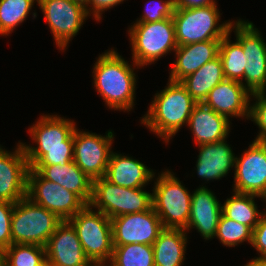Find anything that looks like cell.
Wrapping results in <instances>:
<instances>
[{
    "instance_id": "obj_1",
    "label": "cell",
    "mask_w": 266,
    "mask_h": 266,
    "mask_svg": "<svg viewBox=\"0 0 266 266\" xmlns=\"http://www.w3.org/2000/svg\"><path fill=\"white\" fill-rule=\"evenodd\" d=\"M73 120L57 115H42L29 133L37 147L22 143L29 168L33 165H65L73 160Z\"/></svg>"
},
{
    "instance_id": "obj_2",
    "label": "cell",
    "mask_w": 266,
    "mask_h": 266,
    "mask_svg": "<svg viewBox=\"0 0 266 266\" xmlns=\"http://www.w3.org/2000/svg\"><path fill=\"white\" fill-rule=\"evenodd\" d=\"M95 89L112 110L130 111L136 90L135 68L114 49L101 54L93 66Z\"/></svg>"
},
{
    "instance_id": "obj_3",
    "label": "cell",
    "mask_w": 266,
    "mask_h": 266,
    "mask_svg": "<svg viewBox=\"0 0 266 266\" xmlns=\"http://www.w3.org/2000/svg\"><path fill=\"white\" fill-rule=\"evenodd\" d=\"M168 86L156 93L141 123L166 143L188 123L197 104L181 82L168 81Z\"/></svg>"
},
{
    "instance_id": "obj_4",
    "label": "cell",
    "mask_w": 266,
    "mask_h": 266,
    "mask_svg": "<svg viewBox=\"0 0 266 266\" xmlns=\"http://www.w3.org/2000/svg\"><path fill=\"white\" fill-rule=\"evenodd\" d=\"M68 221L74 227L90 263H109L114 249L110 218L101 211L92 210L90 205H85Z\"/></svg>"
},
{
    "instance_id": "obj_5",
    "label": "cell",
    "mask_w": 266,
    "mask_h": 266,
    "mask_svg": "<svg viewBox=\"0 0 266 266\" xmlns=\"http://www.w3.org/2000/svg\"><path fill=\"white\" fill-rule=\"evenodd\" d=\"M62 220L27 196L14 203L11 218L12 244H36L45 247Z\"/></svg>"
},
{
    "instance_id": "obj_6",
    "label": "cell",
    "mask_w": 266,
    "mask_h": 266,
    "mask_svg": "<svg viewBox=\"0 0 266 266\" xmlns=\"http://www.w3.org/2000/svg\"><path fill=\"white\" fill-rule=\"evenodd\" d=\"M128 32L134 67L154 63L178 47L172 17L158 22L134 23Z\"/></svg>"
},
{
    "instance_id": "obj_7",
    "label": "cell",
    "mask_w": 266,
    "mask_h": 266,
    "mask_svg": "<svg viewBox=\"0 0 266 266\" xmlns=\"http://www.w3.org/2000/svg\"><path fill=\"white\" fill-rule=\"evenodd\" d=\"M154 183L153 208L163 228L186 229L191 210L192 194L168 169Z\"/></svg>"
},
{
    "instance_id": "obj_8",
    "label": "cell",
    "mask_w": 266,
    "mask_h": 266,
    "mask_svg": "<svg viewBox=\"0 0 266 266\" xmlns=\"http://www.w3.org/2000/svg\"><path fill=\"white\" fill-rule=\"evenodd\" d=\"M173 22L178 46L208 40H221L228 32L231 21L219 24L217 5L199 8L174 9Z\"/></svg>"
},
{
    "instance_id": "obj_9",
    "label": "cell",
    "mask_w": 266,
    "mask_h": 266,
    "mask_svg": "<svg viewBox=\"0 0 266 266\" xmlns=\"http://www.w3.org/2000/svg\"><path fill=\"white\" fill-rule=\"evenodd\" d=\"M89 205L97 208L110 219L120 215L148 211L153 206L152 193L140 188L114 185L104 177L93 180Z\"/></svg>"
},
{
    "instance_id": "obj_10",
    "label": "cell",
    "mask_w": 266,
    "mask_h": 266,
    "mask_svg": "<svg viewBox=\"0 0 266 266\" xmlns=\"http://www.w3.org/2000/svg\"><path fill=\"white\" fill-rule=\"evenodd\" d=\"M235 31L236 40L243 48L244 56V77L240 81L251 93L266 92V42L260 31L254 27L252 22L237 20L232 22L229 32Z\"/></svg>"
},
{
    "instance_id": "obj_11",
    "label": "cell",
    "mask_w": 266,
    "mask_h": 266,
    "mask_svg": "<svg viewBox=\"0 0 266 266\" xmlns=\"http://www.w3.org/2000/svg\"><path fill=\"white\" fill-rule=\"evenodd\" d=\"M27 197L62 221L71 219L86 205L75 193L44 179L32 168L27 174Z\"/></svg>"
},
{
    "instance_id": "obj_12",
    "label": "cell",
    "mask_w": 266,
    "mask_h": 266,
    "mask_svg": "<svg viewBox=\"0 0 266 266\" xmlns=\"http://www.w3.org/2000/svg\"><path fill=\"white\" fill-rule=\"evenodd\" d=\"M45 20L60 50L79 32L87 14L85 6L71 0H38Z\"/></svg>"
},
{
    "instance_id": "obj_13",
    "label": "cell",
    "mask_w": 266,
    "mask_h": 266,
    "mask_svg": "<svg viewBox=\"0 0 266 266\" xmlns=\"http://www.w3.org/2000/svg\"><path fill=\"white\" fill-rule=\"evenodd\" d=\"M114 135L74 130L73 161L92 180L105 176Z\"/></svg>"
},
{
    "instance_id": "obj_14",
    "label": "cell",
    "mask_w": 266,
    "mask_h": 266,
    "mask_svg": "<svg viewBox=\"0 0 266 266\" xmlns=\"http://www.w3.org/2000/svg\"><path fill=\"white\" fill-rule=\"evenodd\" d=\"M234 189L260 196L266 203V142L254 140L241 157H235Z\"/></svg>"
},
{
    "instance_id": "obj_15",
    "label": "cell",
    "mask_w": 266,
    "mask_h": 266,
    "mask_svg": "<svg viewBox=\"0 0 266 266\" xmlns=\"http://www.w3.org/2000/svg\"><path fill=\"white\" fill-rule=\"evenodd\" d=\"M110 221L114 246L153 245L159 233L164 229L153 207L140 213L120 215Z\"/></svg>"
},
{
    "instance_id": "obj_16",
    "label": "cell",
    "mask_w": 266,
    "mask_h": 266,
    "mask_svg": "<svg viewBox=\"0 0 266 266\" xmlns=\"http://www.w3.org/2000/svg\"><path fill=\"white\" fill-rule=\"evenodd\" d=\"M28 170L21 142L12 153L0 146V201L16 203L27 196Z\"/></svg>"
},
{
    "instance_id": "obj_17",
    "label": "cell",
    "mask_w": 266,
    "mask_h": 266,
    "mask_svg": "<svg viewBox=\"0 0 266 266\" xmlns=\"http://www.w3.org/2000/svg\"><path fill=\"white\" fill-rule=\"evenodd\" d=\"M50 266H91L86 258L77 233L68 221H62L45 245Z\"/></svg>"
},
{
    "instance_id": "obj_18",
    "label": "cell",
    "mask_w": 266,
    "mask_h": 266,
    "mask_svg": "<svg viewBox=\"0 0 266 266\" xmlns=\"http://www.w3.org/2000/svg\"><path fill=\"white\" fill-rule=\"evenodd\" d=\"M251 93L239 81L224 79L207 95L203 104L226 117L249 119Z\"/></svg>"
},
{
    "instance_id": "obj_19",
    "label": "cell",
    "mask_w": 266,
    "mask_h": 266,
    "mask_svg": "<svg viewBox=\"0 0 266 266\" xmlns=\"http://www.w3.org/2000/svg\"><path fill=\"white\" fill-rule=\"evenodd\" d=\"M221 215L222 205L214 193L206 186L199 187L192 194L190 217L185 231L195 228L204 239L214 238Z\"/></svg>"
},
{
    "instance_id": "obj_20",
    "label": "cell",
    "mask_w": 266,
    "mask_h": 266,
    "mask_svg": "<svg viewBox=\"0 0 266 266\" xmlns=\"http://www.w3.org/2000/svg\"><path fill=\"white\" fill-rule=\"evenodd\" d=\"M44 179L57 183L75 193L86 205L92 197L93 180L72 160L65 165H33Z\"/></svg>"
},
{
    "instance_id": "obj_21",
    "label": "cell",
    "mask_w": 266,
    "mask_h": 266,
    "mask_svg": "<svg viewBox=\"0 0 266 266\" xmlns=\"http://www.w3.org/2000/svg\"><path fill=\"white\" fill-rule=\"evenodd\" d=\"M221 40H208L178 46L175 50L176 62L171 66L169 80L180 82L197 71L208 61L218 56Z\"/></svg>"
},
{
    "instance_id": "obj_22",
    "label": "cell",
    "mask_w": 266,
    "mask_h": 266,
    "mask_svg": "<svg viewBox=\"0 0 266 266\" xmlns=\"http://www.w3.org/2000/svg\"><path fill=\"white\" fill-rule=\"evenodd\" d=\"M230 120L216 113L203 103H197L187 125L193 133L196 144L216 143L226 140Z\"/></svg>"
},
{
    "instance_id": "obj_23",
    "label": "cell",
    "mask_w": 266,
    "mask_h": 266,
    "mask_svg": "<svg viewBox=\"0 0 266 266\" xmlns=\"http://www.w3.org/2000/svg\"><path fill=\"white\" fill-rule=\"evenodd\" d=\"M155 173L139 160L112 151L104 178L125 188L145 187Z\"/></svg>"
},
{
    "instance_id": "obj_24",
    "label": "cell",
    "mask_w": 266,
    "mask_h": 266,
    "mask_svg": "<svg viewBox=\"0 0 266 266\" xmlns=\"http://www.w3.org/2000/svg\"><path fill=\"white\" fill-rule=\"evenodd\" d=\"M223 140L216 143L198 145L200 148L196 162L199 177L209 180H218L227 175L230 168L235 166V155Z\"/></svg>"
},
{
    "instance_id": "obj_25",
    "label": "cell",
    "mask_w": 266,
    "mask_h": 266,
    "mask_svg": "<svg viewBox=\"0 0 266 266\" xmlns=\"http://www.w3.org/2000/svg\"><path fill=\"white\" fill-rule=\"evenodd\" d=\"M185 229L164 228L153 243L155 266H181L185 259Z\"/></svg>"
},
{
    "instance_id": "obj_26",
    "label": "cell",
    "mask_w": 266,
    "mask_h": 266,
    "mask_svg": "<svg viewBox=\"0 0 266 266\" xmlns=\"http://www.w3.org/2000/svg\"><path fill=\"white\" fill-rule=\"evenodd\" d=\"M225 79L219 55L180 82L197 103H203L208 93Z\"/></svg>"
},
{
    "instance_id": "obj_27",
    "label": "cell",
    "mask_w": 266,
    "mask_h": 266,
    "mask_svg": "<svg viewBox=\"0 0 266 266\" xmlns=\"http://www.w3.org/2000/svg\"><path fill=\"white\" fill-rule=\"evenodd\" d=\"M233 194L222 205V214L229 219L249 226L253 230L264 214V212L258 211L254 201V198L260 196L235 191Z\"/></svg>"
},
{
    "instance_id": "obj_28",
    "label": "cell",
    "mask_w": 266,
    "mask_h": 266,
    "mask_svg": "<svg viewBox=\"0 0 266 266\" xmlns=\"http://www.w3.org/2000/svg\"><path fill=\"white\" fill-rule=\"evenodd\" d=\"M228 32L220 41L219 57L222 62L225 79L241 81L244 77V52L241 44L236 40L232 43Z\"/></svg>"
},
{
    "instance_id": "obj_29",
    "label": "cell",
    "mask_w": 266,
    "mask_h": 266,
    "mask_svg": "<svg viewBox=\"0 0 266 266\" xmlns=\"http://www.w3.org/2000/svg\"><path fill=\"white\" fill-rule=\"evenodd\" d=\"M109 266H155L152 245L127 244L114 246Z\"/></svg>"
},
{
    "instance_id": "obj_30",
    "label": "cell",
    "mask_w": 266,
    "mask_h": 266,
    "mask_svg": "<svg viewBox=\"0 0 266 266\" xmlns=\"http://www.w3.org/2000/svg\"><path fill=\"white\" fill-rule=\"evenodd\" d=\"M38 0H0V35H9L23 23Z\"/></svg>"
},
{
    "instance_id": "obj_31",
    "label": "cell",
    "mask_w": 266,
    "mask_h": 266,
    "mask_svg": "<svg viewBox=\"0 0 266 266\" xmlns=\"http://www.w3.org/2000/svg\"><path fill=\"white\" fill-rule=\"evenodd\" d=\"M252 234L253 230L249 226L229 219L222 214L215 236L224 246L235 247L244 241L251 244Z\"/></svg>"
},
{
    "instance_id": "obj_32",
    "label": "cell",
    "mask_w": 266,
    "mask_h": 266,
    "mask_svg": "<svg viewBox=\"0 0 266 266\" xmlns=\"http://www.w3.org/2000/svg\"><path fill=\"white\" fill-rule=\"evenodd\" d=\"M46 258L45 247L12 244L7 248V266H38Z\"/></svg>"
},
{
    "instance_id": "obj_33",
    "label": "cell",
    "mask_w": 266,
    "mask_h": 266,
    "mask_svg": "<svg viewBox=\"0 0 266 266\" xmlns=\"http://www.w3.org/2000/svg\"><path fill=\"white\" fill-rule=\"evenodd\" d=\"M256 99L254 105H250L249 119L259 126L260 129L255 140L266 142V95L265 93L251 94Z\"/></svg>"
},
{
    "instance_id": "obj_34",
    "label": "cell",
    "mask_w": 266,
    "mask_h": 266,
    "mask_svg": "<svg viewBox=\"0 0 266 266\" xmlns=\"http://www.w3.org/2000/svg\"><path fill=\"white\" fill-rule=\"evenodd\" d=\"M153 1L156 2L155 0H152V3ZM157 1L158 4H154L155 6H151V0L148 1L149 3L146 7V11L144 12L143 16L136 21V23L158 22L173 16L175 7L172 0Z\"/></svg>"
},
{
    "instance_id": "obj_35",
    "label": "cell",
    "mask_w": 266,
    "mask_h": 266,
    "mask_svg": "<svg viewBox=\"0 0 266 266\" xmlns=\"http://www.w3.org/2000/svg\"><path fill=\"white\" fill-rule=\"evenodd\" d=\"M14 203L0 201V245L8 248L12 245L11 218Z\"/></svg>"
},
{
    "instance_id": "obj_36",
    "label": "cell",
    "mask_w": 266,
    "mask_h": 266,
    "mask_svg": "<svg viewBox=\"0 0 266 266\" xmlns=\"http://www.w3.org/2000/svg\"><path fill=\"white\" fill-rule=\"evenodd\" d=\"M251 245L260 253V256L256 259L266 261V211H264L260 221L253 229Z\"/></svg>"
},
{
    "instance_id": "obj_37",
    "label": "cell",
    "mask_w": 266,
    "mask_h": 266,
    "mask_svg": "<svg viewBox=\"0 0 266 266\" xmlns=\"http://www.w3.org/2000/svg\"><path fill=\"white\" fill-rule=\"evenodd\" d=\"M123 1L124 0H88V5H86L85 8L89 16L91 15L90 13L92 12L93 13L92 15L94 16L95 20L100 21L103 11ZM89 4L90 6H92V8H90Z\"/></svg>"
},
{
    "instance_id": "obj_38",
    "label": "cell",
    "mask_w": 266,
    "mask_h": 266,
    "mask_svg": "<svg viewBox=\"0 0 266 266\" xmlns=\"http://www.w3.org/2000/svg\"><path fill=\"white\" fill-rule=\"evenodd\" d=\"M175 9L199 8L217 5L215 0H172Z\"/></svg>"
},
{
    "instance_id": "obj_39",
    "label": "cell",
    "mask_w": 266,
    "mask_h": 266,
    "mask_svg": "<svg viewBox=\"0 0 266 266\" xmlns=\"http://www.w3.org/2000/svg\"><path fill=\"white\" fill-rule=\"evenodd\" d=\"M0 266H7V248L0 245Z\"/></svg>"
},
{
    "instance_id": "obj_40",
    "label": "cell",
    "mask_w": 266,
    "mask_h": 266,
    "mask_svg": "<svg viewBox=\"0 0 266 266\" xmlns=\"http://www.w3.org/2000/svg\"><path fill=\"white\" fill-rule=\"evenodd\" d=\"M245 266H266V261L255 258L245 264Z\"/></svg>"
},
{
    "instance_id": "obj_41",
    "label": "cell",
    "mask_w": 266,
    "mask_h": 266,
    "mask_svg": "<svg viewBox=\"0 0 266 266\" xmlns=\"http://www.w3.org/2000/svg\"><path fill=\"white\" fill-rule=\"evenodd\" d=\"M71 1H75L77 3L82 4L83 6L88 5V0H71Z\"/></svg>"
},
{
    "instance_id": "obj_42",
    "label": "cell",
    "mask_w": 266,
    "mask_h": 266,
    "mask_svg": "<svg viewBox=\"0 0 266 266\" xmlns=\"http://www.w3.org/2000/svg\"><path fill=\"white\" fill-rule=\"evenodd\" d=\"M38 266H50L47 259L45 258Z\"/></svg>"
},
{
    "instance_id": "obj_43",
    "label": "cell",
    "mask_w": 266,
    "mask_h": 266,
    "mask_svg": "<svg viewBox=\"0 0 266 266\" xmlns=\"http://www.w3.org/2000/svg\"><path fill=\"white\" fill-rule=\"evenodd\" d=\"M91 266H109V264L107 263V265H105V264H95V265H91Z\"/></svg>"
}]
</instances>
